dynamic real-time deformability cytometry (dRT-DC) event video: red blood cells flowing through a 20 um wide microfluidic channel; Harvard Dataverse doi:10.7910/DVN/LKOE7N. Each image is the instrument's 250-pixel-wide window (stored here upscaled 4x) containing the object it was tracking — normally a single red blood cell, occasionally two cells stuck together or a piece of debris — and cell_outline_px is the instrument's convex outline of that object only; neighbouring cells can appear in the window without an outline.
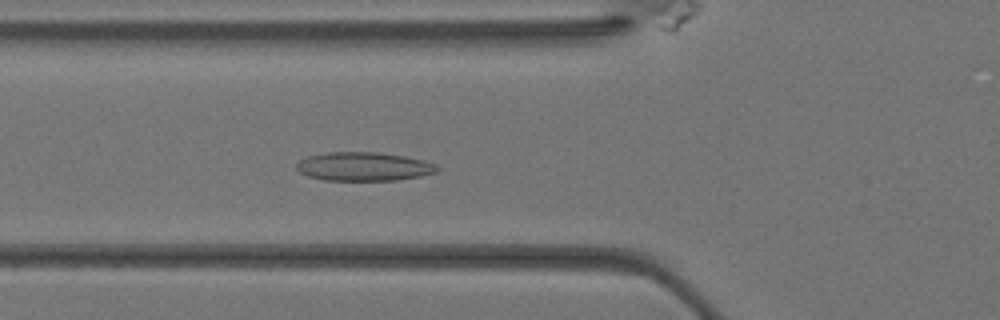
{"species": "Egyptian fruit bat (a non-hibernating species)", "species_latin": "Rousettus aegyptiacus", "temperature_condition": "warm", "stored_images_in_passage": 36, "camera_frame_rate_fps": 3000, "um_per_image_px": 0.085, "animal": {"sex": "female"}, "frame": {"image": 1, "passage_image": 13, "time_ms": 4.0, "image_size_px": [1000, 320], "cell_outline_px": [[440, 168], [436, 172], [420, 176], [396, 180], [324, 180], [308, 176], [300, 172], [296, 168], [296, 164], [300, 160], [308, 156], [328, 152], [376, 152], [404, 156], [424, 160], [436, 164]], "centroid_in_image_um": [30.92, 14.15], "position_along_channel_um": 94.9, "area_um2": 23.47}}
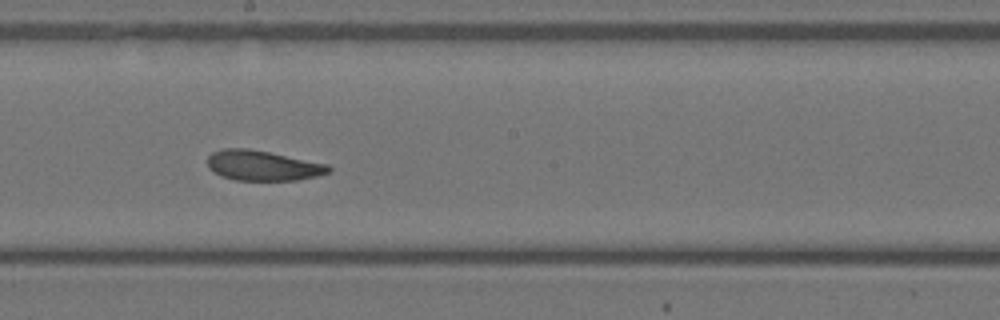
{"frame": {"image": 2, "passage_image": 20, "time_ms": 6.333, "image_size_px": [1000, 320], "cell_outline_px": [[332, 172], [316, 176], [296, 180], [236, 180], [220, 176], [208, 168], [208, 156], [212, 152], [224, 148], [248, 148], [328, 164], [332, 168]], "centroid_in_image_um": [22.33, 14.07], "position_along_channel_um": 225.9, "area_um2": 21.27}}
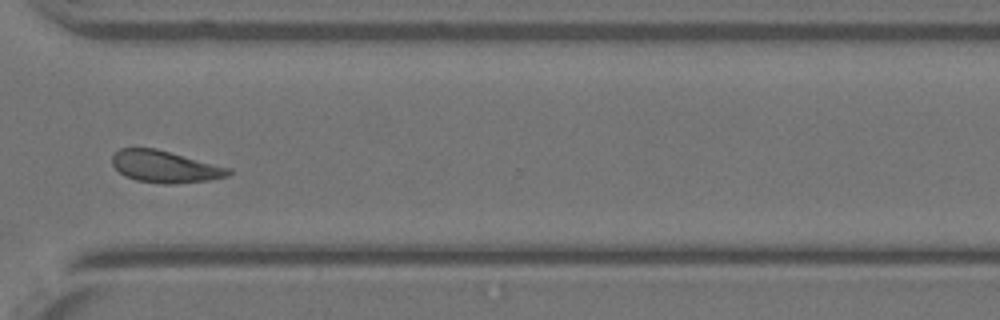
{"frame": {"image": 3, "passage_image": 27, "time_ms": 8.667, "image_size_px": [1000, 320], "cell_outline_px": [[232, 172], [228, 176], [208, 180], [172, 184], [164, 184], [136, 180], [124, 176], [112, 164], [112, 156], [120, 148], [156, 148], [232, 168]], "centroid_in_image_um": [14.04, 14.16], "position_along_channel_um": 356.6, "area_um2": 21.68}}